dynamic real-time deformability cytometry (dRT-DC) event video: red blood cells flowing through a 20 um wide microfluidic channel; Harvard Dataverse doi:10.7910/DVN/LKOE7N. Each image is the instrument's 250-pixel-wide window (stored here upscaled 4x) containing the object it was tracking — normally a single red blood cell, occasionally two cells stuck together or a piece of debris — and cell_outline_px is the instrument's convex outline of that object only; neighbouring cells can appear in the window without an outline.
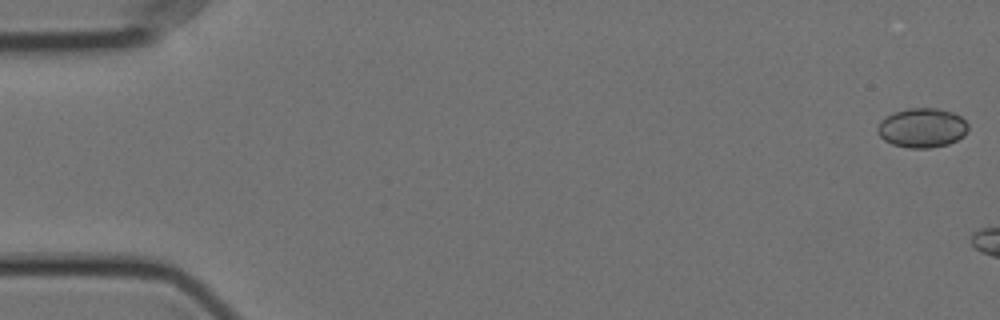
{"species": "Egyptian fruit bat (a non-hibernating species)", "species_latin": "Rousettus aegyptiacus", "temperature_condition": "cold", "stored_images_in_passage": 6, "camera_frame_rate_fps": 3000, "um_per_image_px": 0.085, "animal": {"sex": "female"}, "frame": {"image": 1, "passage_image": 1, "time_ms": 0.0, "image_size_px": [1000, 320], "cell_outline_px": [[968, 128], [964, 136], [948, 144], [928, 148], [908, 148], [892, 144], [884, 140], [876, 132], [876, 128], [880, 120], [896, 112], [908, 108], [936, 108], [952, 112], [960, 116], [968, 124]], "centroid_in_image_um": [78.36, 10.87], "position_along_channel_um": 6.6, "area_um2": 20.81}}